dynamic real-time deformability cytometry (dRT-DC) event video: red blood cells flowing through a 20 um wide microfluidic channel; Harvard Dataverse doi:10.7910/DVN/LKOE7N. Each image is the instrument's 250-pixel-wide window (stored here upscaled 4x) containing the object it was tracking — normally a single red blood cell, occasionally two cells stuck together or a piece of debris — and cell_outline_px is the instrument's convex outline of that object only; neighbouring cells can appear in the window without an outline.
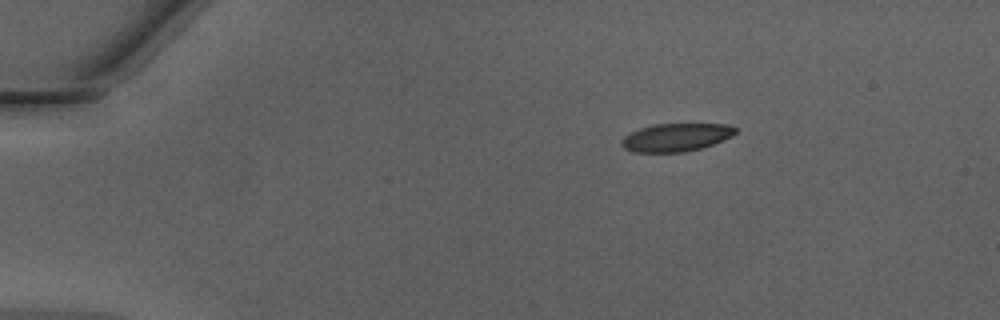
{"species": "Egyptian fruit bat (a non-hibernating species)", "species_latin": "Rousettus aegyptiacus", "temperature_condition": "warm", "stored_images_in_passage": 41, "camera_frame_rate_fps": 3000, "um_per_image_px": 0.085, "animal": {"sex": "male"}, "frame": {"image": 1, "passage_image": 1, "time_ms": 0.0, "image_size_px": [1000, 320], "cell_outline_px": [[736, 132], [732, 136], [724, 140], [700, 148], [684, 152], [632, 152], [624, 148], [620, 144], [620, 140], [624, 136], [640, 128], [652, 124], [728, 124], [736, 128]], "centroid_in_image_um": [57.44, 11.67], "position_along_channel_um": 27.6, "area_um2": 18.61}}
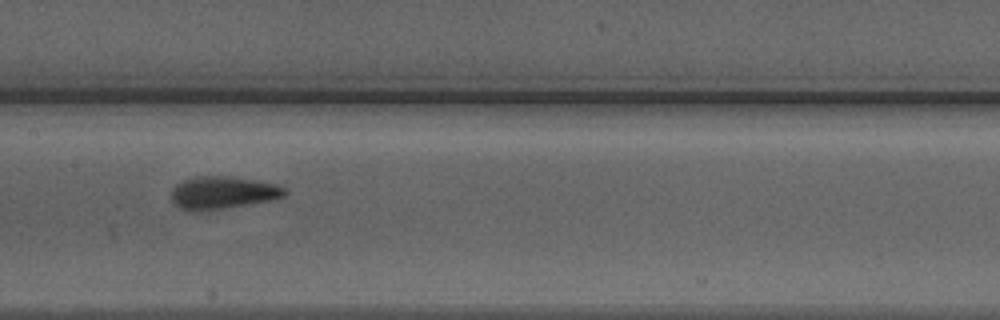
{"frame": {"image": 2, "passage_image": 18, "time_ms": 5.667, "image_size_px": [1000, 320], "cell_outline_px": [[288, 192], [284, 196], [268, 200], [224, 208], [196, 212], [188, 212], [180, 208], [172, 200], [172, 192], [176, 184], [184, 180], [196, 176], [220, 176], [252, 180], [276, 184], [288, 188]], "centroid_in_image_um": [18.91, 16.39], "position_along_channel_um": 188.5, "area_um2": 21.27}}
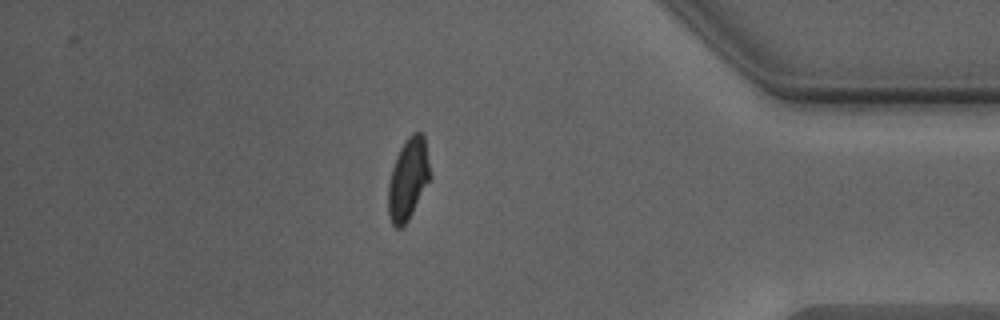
{"frame": {"image": 3, "passage_image": 35, "time_ms": 11.333, "image_size_px": [1000, 320], "cell_outline_px": [[432, 176], [408, 220], [400, 228], [396, 228], [392, 224], [388, 212], [388, 184], [392, 168], [396, 156], [404, 140], [412, 132], [420, 132], [424, 136]], "centroid_in_image_um": [34.7, 15.19], "position_along_channel_um": 400.5, "area_um2": 20.0}, "authors_computed_cell_mechanics": {"area_um2": 20.1144, "velocity_mm_per_s": 4.2883, "shape_relaxation_time_tau1_ms": 4.5572, "shape_relaxation_time_tau2_ms": 0.9157, "deformation_change_tau1": 0.1676, "deformation_change_tau2": 0.0661}}